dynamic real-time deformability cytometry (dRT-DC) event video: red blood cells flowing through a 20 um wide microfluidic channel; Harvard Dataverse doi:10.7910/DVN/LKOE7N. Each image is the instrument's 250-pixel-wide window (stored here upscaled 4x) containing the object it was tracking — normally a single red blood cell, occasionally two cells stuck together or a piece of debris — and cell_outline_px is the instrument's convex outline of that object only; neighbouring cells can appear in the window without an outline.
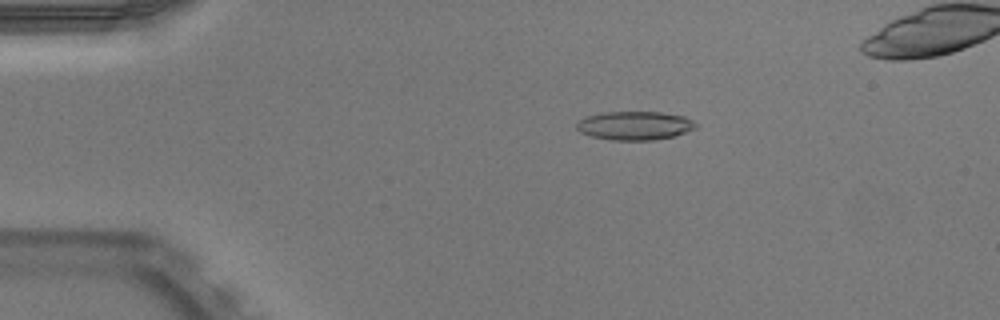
{"species": "Egyptian fruit bat (a non-hibernating species)", "species_latin": "Rousettus aegyptiacus", "temperature_condition": "warm", "stored_images_in_passage": 50, "camera_frame_rate_fps": 3000, "um_per_image_px": 0.085, "animal": {"sex": "male"}, "frame": {"image": 1, "passage_image": 10, "time_ms": 3.0, "image_size_px": [1000, 320], "cell_outline_px": [[696, 128], [672, 136], [656, 140], [612, 140], [592, 136], [580, 132], [576, 128], [576, 124], [584, 116], [604, 112], [660, 112], [684, 116], [692, 120], [696, 124]], "centroid_in_image_um": [53.92, 10.67], "position_along_channel_um": 31.1, "area_um2": 19.83}}
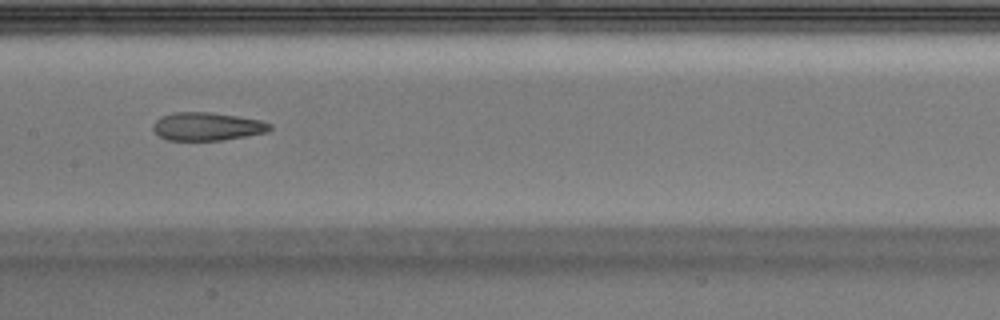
{"frame": {"image": 2, "passage_image": 26, "time_ms": 8.333, "image_size_px": [1000, 320], "cell_outline_px": [[272, 128], [268, 132], [224, 140], [168, 140], [160, 136], [152, 128], [152, 124], [160, 116], [172, 112], [208, 112], [236, 116], [260, 120], [272, 124]], "centroid_in_image_um": [17.6, 10.75], "position_along_channel_um": 189.8, "area_um2": 19.19}}
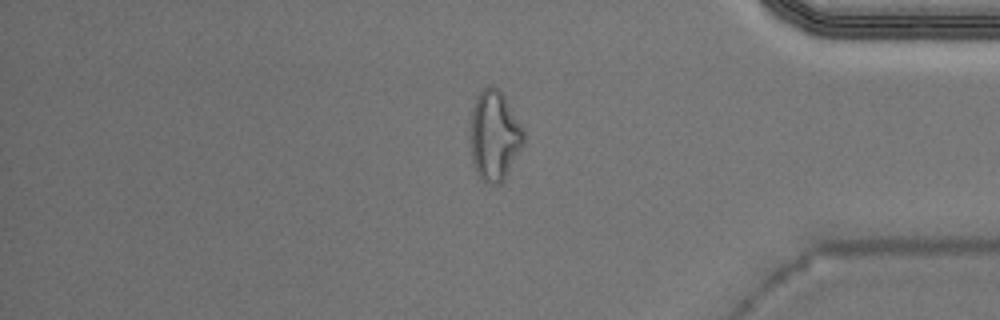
{"frame": {"image": 3, "passage_image": 43, "time_ms": 14.0, "image_size_px": [1000, 320], "cell_outline_px": [[524, 144], [504, 180], [500, 184], [484, 184], [480, 180], [476, 172], [472, 160], [468, 128], [472, 108], [476, 96], [488, 84], [496, 88], [504, 96], [524, 128]], "centroid_in_image_um": [41.99, 11.56], "position_along_channel_um": 393.2, "area_um2": 28.61}, "authors_computed_cell_mechanics": {"area_um2": 20.6635, "velocity_mm_per_s": 3.9797, "shape_relaxation_time_tau1_ms": null, "shape_relaxation_time_tau2_ms": 2.2403, "deformation_change_tau1": null, "deformation_change_tau2": 0.1123}}